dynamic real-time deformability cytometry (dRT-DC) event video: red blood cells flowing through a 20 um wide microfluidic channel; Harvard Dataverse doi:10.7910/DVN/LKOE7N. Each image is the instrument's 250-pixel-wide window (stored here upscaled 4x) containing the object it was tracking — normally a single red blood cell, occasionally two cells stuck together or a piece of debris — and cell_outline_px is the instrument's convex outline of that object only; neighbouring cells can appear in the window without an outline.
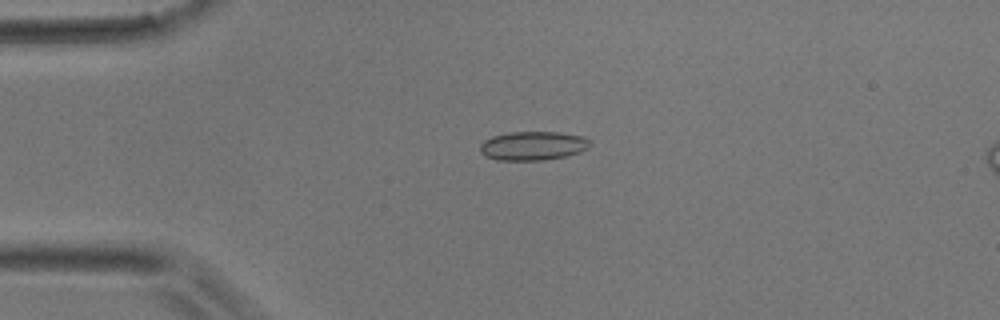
{"species": "common noctule bat (a hibernating species)", "species_latin": "Nyctalus noctula", "temperature_condition": "room temperature", "stored_images_in_passage": 4, "camera_frame_rate_fps": 3000, "um_per_image_px": 0.085, "animal": {"sex": "male", "body_mass_g": 17.9}, "frame": {"image": 1, "passage_image": 2, "time_ms": 0.333, "image_size_px": [1000, 320], "cell_outline_px": [[592, 140], [580, 152], [568, 156], [544, 160], [496, 160], [480, 152], [480, 144], [484, 140], [492, 136], [508, 132], [560, 132], [584, 136]], "centroid_in_image_um": [45.3, 12.38], "position_along_channel_um": 39.7, "area_um2": 18.55}}